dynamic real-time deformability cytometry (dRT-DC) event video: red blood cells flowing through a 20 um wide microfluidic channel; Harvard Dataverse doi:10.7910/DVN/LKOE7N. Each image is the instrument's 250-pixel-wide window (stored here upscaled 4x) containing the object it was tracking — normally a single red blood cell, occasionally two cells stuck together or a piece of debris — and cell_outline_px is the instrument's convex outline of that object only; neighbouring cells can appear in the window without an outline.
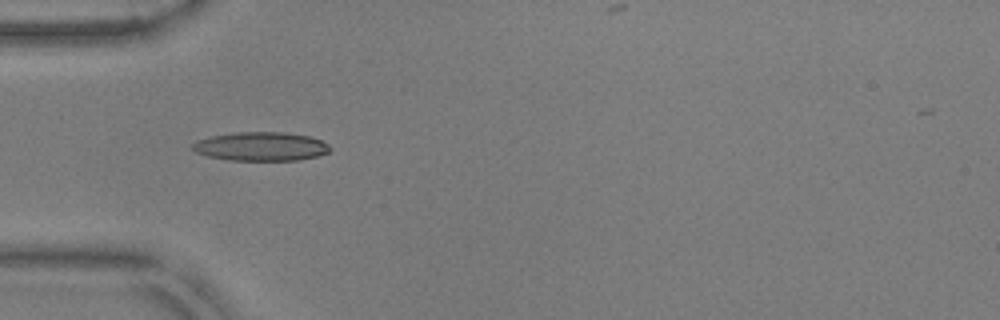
{"species": "common noctule bat (a hibernating species)", "species_latin": "Nyctalus noctula", "temperature_condition": "warm", "stored_images_in_passage": 46, "camera_frame_rate_fps": 3000, "um_per_image_px": 0.085, "animal": {"sex": "male", "body_mass_g": 17.9, "forearm_length_mm": 54.2}, "frame": {"image": 1, "passage_image": 16, "time_ms": 5.0, "image_size_px": [1000, 320], "cell_outline_px": [[332, 148], [328, 152], [316, 156], [296, 160], [228, 160], [208, 156], [196, 152], [192, 148], [192, 144], [196, 140], [212, 136], [236, 132], [284, 132], [308, 136], [320, 140], [328, 144]], "centroid_in_image_um": [22.16, 12.44], "position_along_channel_um": 62.8, "area_um2": 22.95}}
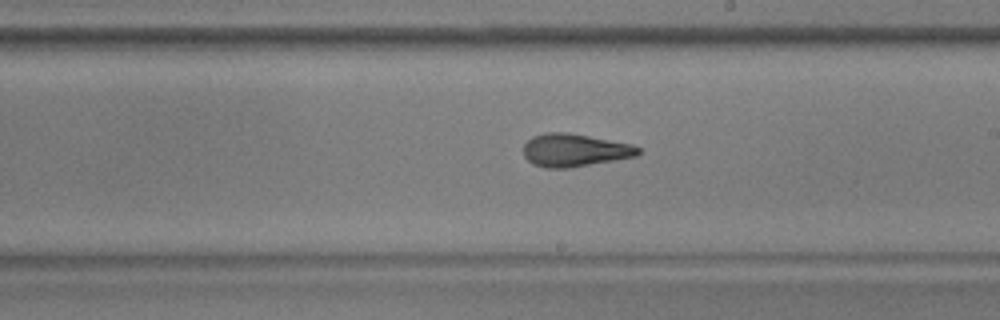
{"frame": {"image": 2, "passage_image": 30, "time_ms": 9.667, "image_size_px": [1000, 320], "cell_outline_px": [[640, 152], [636, 156], [572, 168], [544, 168], [532, 164], [524, 156], [524, 144], [532, 136], [544, 132], [568, 132], [628, 144], [640, 148]], "centroid_in_image_um": [48.78, 12.77], "position_along_channel_um": 240.2, "area_um2": 21.91}}
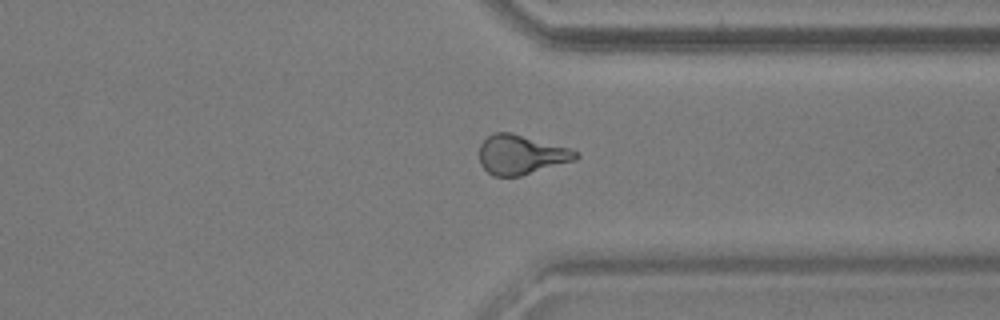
{"frame": {"image": 3, "passage_image": 40, "time_ms": 13.0, "image_size_px": [1000, 320], "cell_outline_px": [[580, 156], [576, 160], [520, 176], [492, 176], [480, 164], [480, 144], [492, 132], [512, 132], [568, 148], [580, 152]], "centroid_in_image_um": [44.29, 13.14], "position_along_channel_um": 367.1, "area_um2": 22.2}, "authors_computed_cell_mechanics": {"area_um2": 21.6172, "velocity_mm_per_s": 3.8193, "shape_relaxation_time_tau1_ms": 6.8785, "shape_relaxation_time_tau2_ms": 1.9108, "deformation_change_tau1": 0.1929, "deformation_change_tau2": 0.1035}}